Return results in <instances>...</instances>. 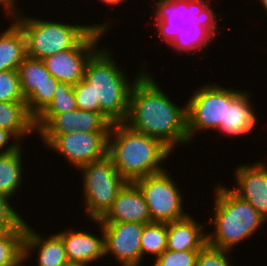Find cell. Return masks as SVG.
I'll use <instances>...</instances> for the list:
<instances>
[{"mask_svg":"<svg viewBox=\"0 0 267 266\" xmlns=\"http://www.w3.org/2000/svg\"><path fill=\"white\" fill-rule=\"evenodd\" d=\"M111 122L100 112L76 109L53 115L37 132L47 145L56 135L80 130L82 132H109Z\"/></svg>","mask_w":267,"mask_h":266,"instance_id":"obj_14","label":"cell"},{"mask_svg":"<svg viewBox=\"0 0 267 266\" xmlns=\"http://www.w3.org/2000/svg\"><path fill=\"white\" fill-rule=\"evenodd\" d=\"M102 232L99 237L88 231L68 229L57 233L63 240L64 249L70 265L89 266L104 257V234L102 224L94 220ZM89 264V265H88Z\"/></svg>","mask_w":267,"mask_h":266,"instance_id":"obj_17","label":"cell"},{"mask_svg":"<svg viewBox=\"0 0 267 266\" xmlns=\"http://www.w3.org/2000/svg\"><path fill=\"white\" fill-rule=\"evenodd\" d=\"M26 222V231L23 239V257L27 260L33 249L38 251V266H70L62 238L58 234L42 236L35 232Z\"/></svg>","mask_w":267,"mask_h":266,"instance_id":"obj_19","label":"cell"},{"mask_svg":"<svg viewBox=\"0 0 267 266\" xmlns=\"http://www.w3.org/2000/svg\"><path fill=\"white\" fill-rule=\"evenodd\" d=\"M229 251L206 243L199 250L196 266H233L231 257L227 255Z\"/></svg>","mask_w":267,"mask_h":266,"instance_id":"obj_31","label":"cell"},{"mask_svg":"<svg viewBox=\"0 0 267 266\" xmlns=\"http://www.w3.org/2000/svg\"><path fill=\"white\" fill-rule=\"evenodd\" d=\"M10 201L11 197L0 194V226L5 231L26 230L25 220L13 209Z\"/></svg>","mask_w":267,"mask_h":266,"instance_id":"obj_29","label":"cell"},{"mask_svg":"<svg viewBox=\"0 0 267 266\" xmlns=\"http://www.w3.org/2000/svg\"><path fill=\"white\" fill-rule=\"evenodd\" d=\"M217 85L199 86L186 102L189 143L196 132L217 130L220 124H225L226 87Z\"/></svg>","mask_w":267,"mask_h":266,"instance_id":"obj_9","label":"cell"},{"mask_svg":"<svg viewBox=\"0 0 267 266\" xmlns=\"http://www.w3.org/2000/svg\"><path fill=\"white\" fill-rule=\"evenodd\" d=\"M218 21H200L198 23V30L180 31L176 39L170 45L173 50L178 53L197 54L199 51L203 52L209 43L216 40L214 37L217 33H221L217 27Z\"/></svg>","mask_w":267,"mask_h":266,"instance_id":"obj_23","label":"cell"},{"mask_svg":"<svg viewBox=\"0 0 267 266\" xmlns=\"http://www.w3.org/2000/svg\"><path fill=\"white\" fill-rule=\"evenodd\" d=\"M166 170L138 179L134 183L140 188L149 208L151 222L169 223L181 220L189 214L184 212L181 188Z\"/></svg>","mask_w":267,"mask_h":266,"instance_id":"obj_8","label":"cell"},{"mask_svg":"<svg viewBox=\"0 0 267 266\" xmlns=\"http://www.w3.org/2000/svg\"><path fill=\"white\" fill-rule=\"evenodd\" d=\"M73 89L77 109L94 111L91 85L83 79L74 85Z\"/></svg>","mask_w":267,"mask_h":266,"instance_id":"obj_32","label":"cell"},{"mask_svg":"<svg viewBox=\"0 0 267 266\" xmlns=\"http://www.w3.org/2000/svg\"><path fill=\"white\" fill-rule=\"evenodd\" d=\"M158 84L146 70L135 81L124 123L135 131L160 140L173 152L176 145L189 144L186 104L177 106Z\"/></svg>","mask_w":267,"mask_h":266,"instance_id":"obj_1","label":"cell"},{"mask_svg":"<svg viewBox=\"0 0 267 266\" xmlns=\"http://www.w3.org/2000/svg\"><path fill=\"white\" fill-rule=\"evenodd\" d=\"M16 1L18 0H0V6H3V9L6 16H9V19H14L22 10L20 11V8H16ZM17 9V10H16ZM7 13V14H6ZM13 17V18H12Z\"/></svg>","mask_w":267,"mask_h":266,"instance_id":"obj_34","label":"cell"},{"mask_svg":"<svg viewBox=\"0 0 267 266\" xmlns=\"http://www.w3.org/2000/svg\"><path fill=\"white\" fill-rule=\"evenodd\" d=\"M111 54L108 47L100 48L88 61L84 80L91 85L94 112H100L111 123H121L128 116L132 87L148 64L143 63L142 72L130 80Z\"/></svg>","mask_w":267,"mask_h":266,"instance_id":"obj_3","label":"cell"},{"mask_svg":"<svg viewBox=\"0 0 267 266\" xmlns=\"http://www.w3.org/2000/svg\"><path fill=\"white\" fill-rule=\"evenodd\" d=\"M13 20L24 33L27 56L40 60L74 48L93 28L107 32L111 26L109 22L80 25L45 21L46 19L25 16L21 12Z\"/></svg>","mask_w":267,"mask_h":266,"instance_id":"obj_5","label":"cell"},{"mask_svg":"<svg viewBox=\"0 0 267 266\" xmlns=\"http://www.w3.org/2000/svg\"><path fill=\"white\" fill-rule=\"evenodd\" d=\"M141 264L145 255L155 259L167 249V223L150 222L144 225L141 234Z\"/></svg>","mask_w":267,"mask_h":266,"instance_id":"obj_26","label":"cell"},{"mask_svg":"<svg viewBox=\"0 0 267 266\" xmlns=\"http://www.w3.org/2000/svg\"><path fill=\"white\" fill-rule=\"evenodd\" d=\"M109 132H82L77 130L56 135L46 146L64 156L72 167L100 160L107 155Z\"/></svg>","mask_w":267,"mask_h":266,"instance_id":"obj_11","label":"cell"},{"mask_svg":"<svg viewBox=\"0 0 267 266\" xmlns=\"http://www.w3.org/2000/svg\"><path fill=\"white\" fill-rule=\"evenodd\" d=\"M26 260L24 259V257H22L16 264L12 265V266H23V263L25 262ZM25 266V265H24Z\"/></svg>","mask_w":267,"mask_h":266,"instance_id":"obj_36","label":"cell"},{"mask_svg":"<svg viewBox=\"0 0 267 266\" xmlns=\"http://www.w3.org/2000/svg\"><path fill=\"white\" fill-rule=\"evenodd\" d=\"M101 2H102V4H106L108 6L114 5L113 7H115V5H119L125 1L124 0H101Z\"/></svg>","mask_w":267,"mask_h":266,"instance_id":"obj_35","label":"cell"},{"mask_svg":"<svg viewBox=\"0 0 267 266\" xmlns=\"http://www.w3.org/2000/svg\"><path fill=\"white\" fill-rule=\"evenodd\" d=\"M10 140H12V141L15 140V141H13L12 142L13 144H11V143H9ZM8 143H9V145L7 147L6 144H8ZM19 143H21V142H19V139H17V137L13 133L8 131L7 129L0 128V152L13 151L21 145Z\"/></svg>","mask_w":267,"mask_h":266,"instance_id":"obj_33","label":"cell"},{"mask_svg":"<svg viewBox=\"0 0 267 266\" xmlns=\"http://www.w3.org/2000/svg\"><path fill=\"white\" fill-rule=\"evenodd\" d=\"M75 93L73 86L59 82L54 90L53 100L35 118V128L38 131L53 115L76 110Z\"/></svg>","mask_w":267,"mask_h":266,"instance_id":"obj_25","label":"cell"},{"mask_svg":"<svg viewBox=\"0 0 267 266\" xmlns=\"http://www.w3.org/2000/svg\"><path fill=\"white\" fill-rule=\"evenodd\" d=\"M250 97L248 90L226 88L225 124H220L218 132L229 137L252 133L258 121Z\"/></svg>","mask_w":267,"mask_h":266,"instance_id":"obj_16","label":"cell"},{"mask_svg":"<svg viewBox=\"0 0 267 266\" xmlns=\"http://www.w3.org/2000/svg\"><path fill=\"white\" fill-rule=\"evenodd\" d=\"M3 33H0V71L18 70L26 54V39L21 27L11 20Z\"/></svg>","mask_w":267,"mask_h":266,"instance_id":"obj_21","label":"cell"},{"mask_svg":"<svg viewBox=\"0 0 267 266\" xmlns=\"http://www.w3.org/2000/svg\"><path fill=\"white\" fill-rule=\"evenodd\" d=\"M99 221L150 223L149 208L140 188L134 182H127Z\"/></svg>","mask_w":267,"mask_h":266,"instance_id":"obj_18","label":"cell"},{"mask_svg":"<svg viewBox=\"0 0 267 266\" xmlns=\"http://www.w3.org/2000/svg\"><path fill=\"white\" fill-rule=\"evenodd\" d=\"M6 231L0 226V236L3 235Z\"/></svg>","mask_w":267,"mask_h":266,"instance_id":"obj_38","label":"cell"},{"mask_svg":"<svg viewBox=\"0 0 267 266\" xmlns=\"http://www.w3.org/2000/svg\"><path fill=\"white\" fill-rule=\"evenodd\" d=\"M205 225L190 214L178 221L167 223V249L171 251L200 250L207 243Z\"/></svg>","mask_w":267,"mask_h":266,"instance_id":"obj_20","label":"cell"},{"mask_svg":"<svg viewBox=\"0 0 267 266\" xmlns=\"http://www.w3.org/2000/svg\"><path fill=\"white\" fill-rule=\"evenodd\" d=\"M0 128L7 129L21 141L36 132L35 118L28 112L25 102L0 101Z\"/></svg>","mask_w":267,"mask_h":266,"instance_id":"obj_22","label":"cell"},{"mask_svg":"<svg viewBox=\"0 0 267 266\" xmlns=\"http://www.w3.org/2000/svg\"><path fill=\"white\" fill-rule=\"evenodd\" d=\"M22 145L10 152H0V194L16 195L23 183Z\"/></svg>","mask_w":267,"mask_h":266,"instance_id":"obj_24","label":"cell"},{"mask_svg":"<svg viewBox=\"0 0 267 266\" xmlns=\"http://www.w3.org/2000/svg\"><path fill=\"white\" fill-rule=\"evenodd\" d=\"M25 231H6L0 236V266H12L23 257Z\"/></svg>","mask_w":267,"mask_h":266,"instance_id":"obj_27","label":"cell"},{"mask_svg":"<svg viewBox=\"0 0 267 266\" xmlns=\"http://www.w3.org/2000/svg\"><path fill=\"white\" fill-rule=\"evenodd\" d=\"M234 188L230 190L249 202L267 220V164L258 161L235 169Z\"/></svg>","mask_w":267,"mask_h":266,"instance_id":"obj_15","label":"cell"},{"mask_svg":"<svg viewBox=\"0 0 267 266\" xmlns=\"http://www.w3.org/2000/svg\"><path fill=\"white\" fill-rule=\"evenodd\" d=\"M106 31L93 28L74 48L42 59L46 69L59 82L76 85L84 79L90 58L100 49L98 42Z\"/></svg>","mask_w":267,"mask_h":266,"instance_id":"obj_10","label":"cell"},{"mask_svg":"<svg viewBox=\"0 0 267 266\" xmlns=\"http://www.w3.org/2000/svg\"><path fill=\"white\" fill-rule=\"evenodd\" d=\"M20 89L28 112L36 118L53 100L59 81L40 59L26 56L18 68Z\"/></svg>","mask_w":267,"mask_h":266,"instance_id":"obj_12","label":"cell"},{"mask_svg":"<svg viewBox=\"0 0 267 266\" xmlns=\"http://www.w3.org/2000/svg\"><path fill=\"white\" fill-rule=\"evenodd\" d=\"M104 234V256L112 254L121 266L141 265V234L145 224L134 222H101Z\"/></svg>","mask_w":267,"mask_h":266,"instance_id":"obj_13","label":"cell"},{"mask_svg":"<svg viewBox=\"0 0 267 266\" xmlns=\"http://www.w3.org/2000/svg\"><path fill=\"white\" fill-rule=\"evenodd\" d=\"M211 4L208 0H157L152 11L157 37L170 46L180 31L198 30L200 21H218Z\"/></svg>","mask_w":267,"mask_h":266,"instance_id":"obj_7","label":"cell"},{"mask_svg":"<svg viewBox=\"0 0 267 266\" xmlns=\"http://www.w3.org/2000/svg\"><path fill=\"white\" fill-rule=\"evenodd\" d=\"M0 101L25 102L20 89L18 70L0 71Z\"/></svg>","mask_w":267,"mask_h":266,"instance_id":"obj_28","label":"cell"},{"mask_svg":"<svg viewBox=\"0 0 267 266\" xmlns=\"http://www.w3.org/2000/svg\"><path fill=\"white\" fill-rule=\"evenodd\" d=\"M259 2L262 4V6L265 9V11H267V0H259Z\"/></svg>","mask_w":267,"mask_h":266,"instance_id":"obj_37","label":"cell"},{"mask_svg":"<svg viewBox=\"0 0 267 266\" xmlns=\"http://www.w3.org/2000/svg\"><path fill=\"white\" fill-rule=\"evenodd\" d=\"M214 218L208 221L214 231L207 232V243L230 250L261 228L264 218L249 202L239 198L223 184L215 186Z\"/></svg>","mask_w":267,"mask_h":266,"instance_id":"obj_4","label":"cell"},{"mask_svg":"<svg viewBox=\"0 0 267 266\" xmlns=\"http://www.w3.org/2000/svg\"><path fill=\"white\" fill-rule=\"evenodd\" d=\"M77 170L81 172L83 180L85 215L89 220H100L127 181L117 171L108 155Z\"/></svg>","mask_w":267,"mask_h":266,"instance_id":"obj_6","label":"cell"},{"mask_svg":"<svg viewBox=\"0 0 267 266\" xmlns=\"http://www.w3.org/2000/svg\"><path fill=\"white\" fill-rule=\"evenodd\" d=\"M172 153L160 140L135 131L124 122L111 124L107 155L127 182L166 170L162 163Z\"/></svg>","mask_w":267,"mask_h":266,"instance_id":"obj_2","label":"cell"},{"mask_svg":"<svg viewBox=\"0 0 267 266\" xmlns=\"http://www.w3.org/2000/svg\"><path fill=\"white\" fill-rule=\"evenodd\" d=\"M199 250L171 251L166 249L154 259L153 266H196Z\"/></svg>","mask_w":267,"mask_h":266,"instance_id":"obj_30","label":"cell"}]
</instances>
